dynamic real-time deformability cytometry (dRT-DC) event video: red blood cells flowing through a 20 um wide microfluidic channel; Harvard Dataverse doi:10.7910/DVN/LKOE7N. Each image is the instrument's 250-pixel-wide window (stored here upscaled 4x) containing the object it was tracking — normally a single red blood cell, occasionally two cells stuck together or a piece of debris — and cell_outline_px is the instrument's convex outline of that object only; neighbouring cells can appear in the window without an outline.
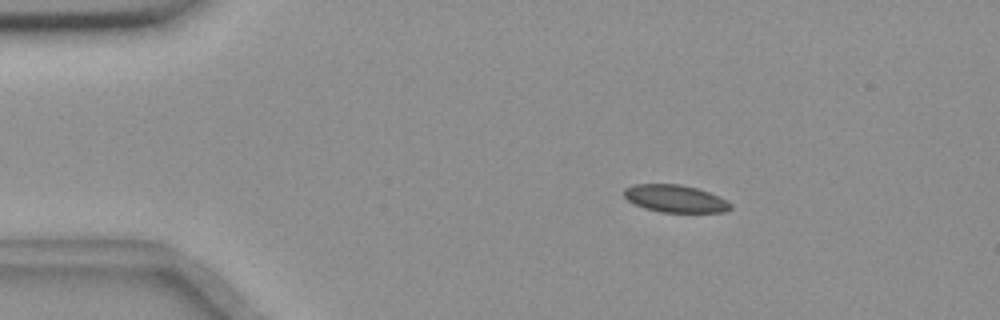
{"species": "common noctule bat (a hibernating species)", "species_latin": "Nyctalus noctula", "temperature_condition": "room temperature", "stored_images_in_passage": 4, "camera_frame_rate_fps": 3000, "um_per_image_px": 0.085, "animal": {"sex": "female", "body_mass_g": 18.4}, "frame": {"image": 1, "passage_image": 4, "time_ms": 8.0, "image_size_px": [1000, 320], "cell_outline_px": [[732, 208], [724, 212], [660, 212], [644, 208], [628, 200], [624, 196], [624, 188], [636, 184], [680, 184], [696, 188], [708, 192], [728, 200], [732, 204]], "centroid_in_image_um": [57.41, 16.88], "position_along_channel_um": 27.6, "area_um2": 16.99}}